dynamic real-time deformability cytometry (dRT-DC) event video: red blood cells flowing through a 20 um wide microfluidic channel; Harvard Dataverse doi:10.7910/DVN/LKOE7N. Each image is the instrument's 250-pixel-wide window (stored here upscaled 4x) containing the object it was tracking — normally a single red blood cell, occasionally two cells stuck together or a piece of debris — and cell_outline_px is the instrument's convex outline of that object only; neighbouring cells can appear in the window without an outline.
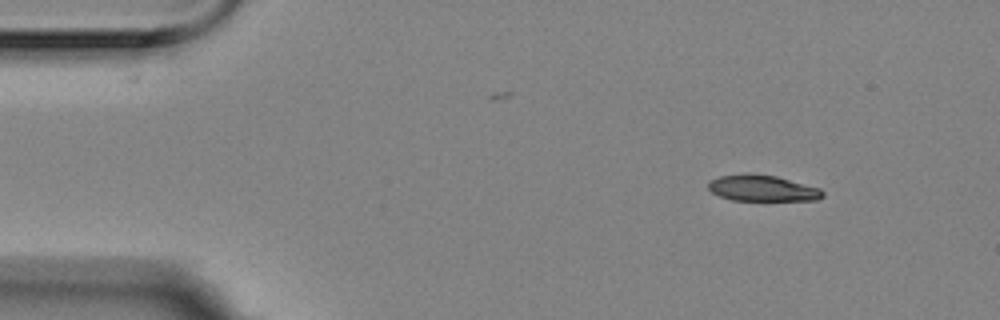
{"species": "Egyptian fruit bat (a non-hibernating species)", "species_latin": "Rousettus aegyptiacus", "temperature_condition": "room temperature", "stored_images_in_passage": 6, "camera_frame_rate_fps": 3000, "um_per_image_px": 0.085, "animal": {"sex": "female"}, "frame": {"image": 1, "passage_image": 1, "time_ms": 0.0, "image_size_px": [1000, 320], "cell_outline_px": [[824, 196], [816, 200], [732, 200], [720, 196], [712, 192], [708, 188], [708, 180], [720, 176], [744, 172], [752, 172], [776, 176], [820, 188], [824, 192]], "centroid_in_image_um": [64.77, 15.97], "position_along_channel_um": 20.2, "area_um2": 17.63}}
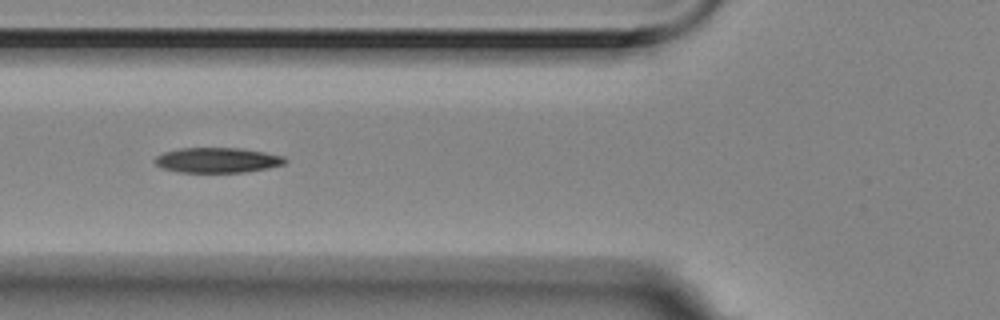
{"frame": {"image": 2, "passage_image": 5, "time_ms": 1.333, "image_size_px": [1000, 320], "cell_outline_px": [[288, 160], [284, 164], [244, 172], [176, 172], [160, 168], [152, 160], [156, 156], [164, 152], [180, 148], [236, 148], [264, 152], [284, 156]], "centroid_in_image_um": [18.41, 13.61], "position_along_channel_um": 107.4, "area_um2": 19.02}}
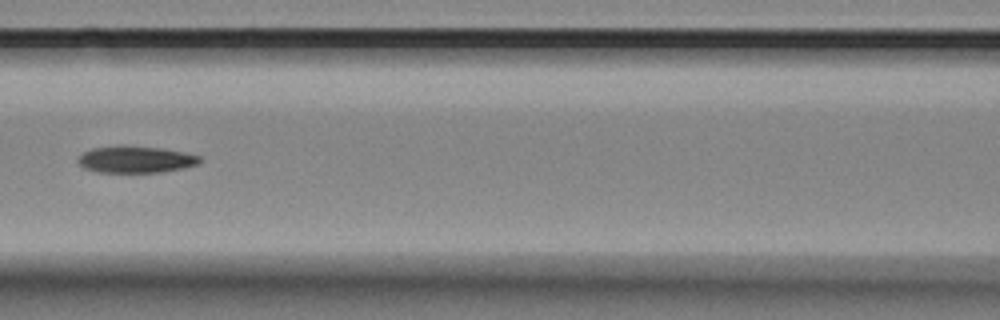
{"frame": {"image": 3, "passage_image": 6, "time_ms": 1.667, "image_size_px": [1000, 320], "cell_outline_px": [[200, 164], [184, 168], [160, 172], [96, 172], [84, 168], [76, 160], [84, 152], [92, 148], [160, 148], [184, 152], [200, 156]], "centroid_in_image_um": [11.57, 13.6], "position_along_channel_um": 155.0, "area_um2": 18.21}}